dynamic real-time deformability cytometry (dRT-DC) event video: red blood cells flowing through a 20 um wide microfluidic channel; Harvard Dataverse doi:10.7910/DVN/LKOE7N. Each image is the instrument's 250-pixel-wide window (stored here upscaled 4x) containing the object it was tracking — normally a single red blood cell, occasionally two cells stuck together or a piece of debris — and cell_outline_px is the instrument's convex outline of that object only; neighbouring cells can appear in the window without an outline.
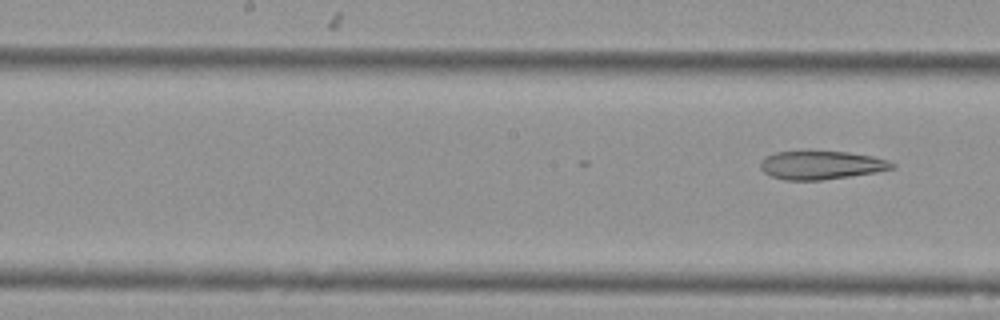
{"species": "Egyptian fruit bat (a non-hibernating species)", "species_latin": "Rousettus aegyptiacus", "temperature_condition": "cold", "stored_images_in_passage": 26, "camera_frame_rate_fps": 3000, "um_per_image_px": 0.085, "animal": {"sex": "female"}, "frame": {"image": 1, "passage_image": 26, "time_ms": 8.333, "image_size_px": [1000, 320], "cell_outline_px": [[896, 168], [876, 172], [820, 180], [784, 180], [772, 176], [764, 172], [760, 168], [760, 160], [764, 156], [776, 152], [808, 148], [848, 152], [872, 156], [888, 160], [896, 164]], "centroid_in_image_um": [69.76, 13.98], "position_along_channel_um": 178.4, "area_um2": 22.72}}